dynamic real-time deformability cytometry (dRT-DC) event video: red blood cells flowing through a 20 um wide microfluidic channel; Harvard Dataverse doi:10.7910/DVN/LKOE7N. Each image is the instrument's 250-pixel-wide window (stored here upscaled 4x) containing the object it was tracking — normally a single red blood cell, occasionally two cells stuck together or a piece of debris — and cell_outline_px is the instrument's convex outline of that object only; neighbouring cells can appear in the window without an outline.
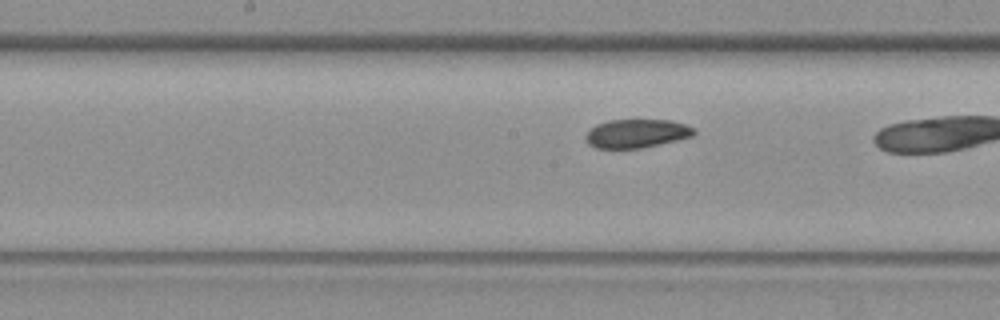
{"species": "common noctule bat (a hibernating species)", "species_latin": "Nyctalus noctula", "temperature_condition": "warm", "stored_images_in_passage": 34, "camera_frame_rate_fps": 3000, "um_per_image_px": 0.085, "animal": {"sex": "female", "body_mass_g": 19.3, "forearm_length_mm": 54.1}, "frame": {"image": 1, "passage_image": 29, "time_ms": 9.333, "image_size_px": [1000, 320], "cell_outline_px": [[696, 132], [692, 136], [660, 144], [640, 148], [596, 148], [588, 144], [584, 140], [584, 136], [596, 124], [608, 120], [672, 120], [696, 128]], "centroid_in_image_um": [54.1, 11.34], "position_along_channel_um": 194.1, "area_um2": 18.09}}